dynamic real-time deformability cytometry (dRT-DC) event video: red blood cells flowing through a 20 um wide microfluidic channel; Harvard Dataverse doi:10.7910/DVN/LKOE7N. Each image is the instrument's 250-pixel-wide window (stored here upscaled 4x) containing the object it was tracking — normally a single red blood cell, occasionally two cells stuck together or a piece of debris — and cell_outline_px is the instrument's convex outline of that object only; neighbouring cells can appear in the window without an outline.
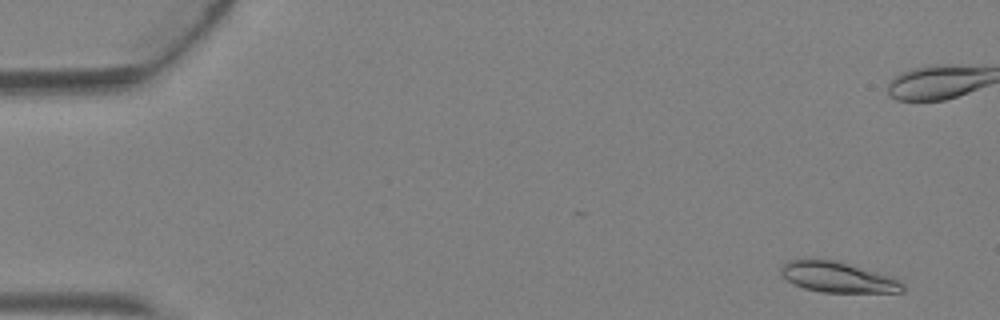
{"species": "Egyptian fruit bat (a non-hibernating species)", "species_latin": "Rousettus aegyptiacus", "temperature_condition": "warm", "stored_images_in_passage": 6, "camera_frame_rate_fps": 3000, "um_per_image_px": 0.085, "animal": {"sex": "female"}, "frame": {"image": 1, "passage_image": 1, "time_ms": 0.0, "image_size_px": [1000, 320], "cell_outline_px": [[904, 292], [820, 292], [804, 288], [788, 280], [780, 272], [780, 268], [788, 260], [840, 260], [892, 276], [900, 280], [904, 284]], "centroid_in_image_um": [71.28, 23.55], "position_along_channel_um": 13.7, "area_um2": 21.68}}
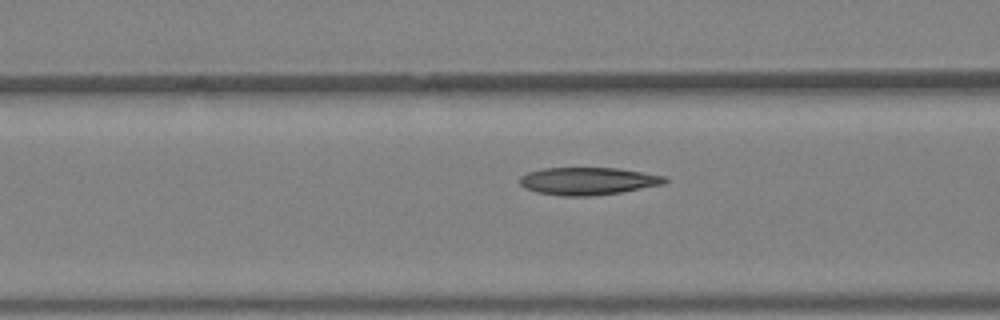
{"frame": {"image": 2, "passage_image": 6, "time_ms": 1.667, "image_size_px": [1000, 320], "cell_outline_px": [[668, 180], [664, 184], [620, 192], [592, 196], [560, 196], [536, 192], [524, 188], [520, 184], [520, 176], [528, 172], [544, 168], [620, 168], [664, 176]], "centroid_in_image_um": [49.95, 15.39], "position_along_channel_um": 116.7, "area_um2": 23.29}}